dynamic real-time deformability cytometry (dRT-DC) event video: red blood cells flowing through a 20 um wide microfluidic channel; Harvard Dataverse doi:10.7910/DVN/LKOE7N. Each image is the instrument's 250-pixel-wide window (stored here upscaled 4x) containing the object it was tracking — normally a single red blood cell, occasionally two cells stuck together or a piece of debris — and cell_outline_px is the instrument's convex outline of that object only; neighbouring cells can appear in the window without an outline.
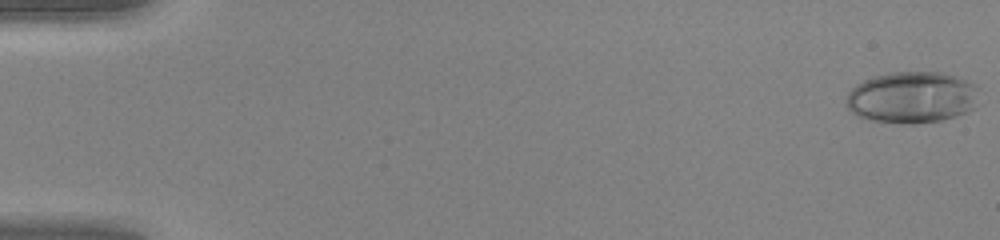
{"species": "human", "species_latin": "Homo sapiens", "temperature_condition": "warm", "stored_images_in_passage": 49, "camera_frame_rate_fps": 3000, "um_per_image_px": 0.085, "donor": {"sex": "female"}, "frame": {"image": 1, "passage_image": 1, "time_ms": 0.0, "image_size_px": [1000, 240], "cell_outline_px": [[976, 108], [968, 112], [956, 116], [940, 120], [912, 124], [908, 124], [868, 120], [856, 116], [844, 104], [848, 92], [856, 84], [872, 76], [892, 72], [940, 72], [956, 76], [968, 80], [976, 84]], "centroid_in_image_um": [77.49, 8.28], "position_along_channel_um": 7.5, "area_um2": 40.29}}
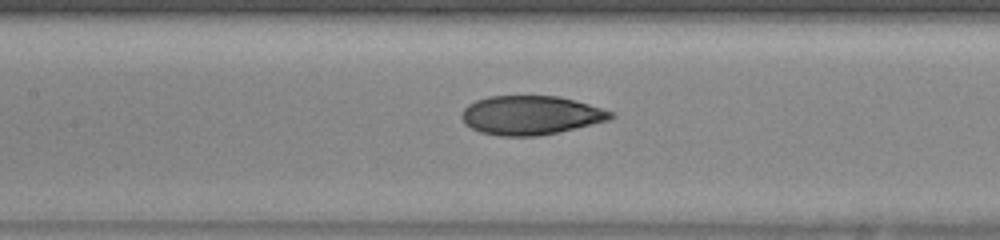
{"frame": {"image": 2, "passage_image": 24, "time_ms": 7.667, "image_size_px": [1000, 240], "cell_outline_px": [[616, 116], [612, 120], [556, 132], [536, 136], [500, 136], [480, 132], [464, 124], [460, 116], [460, 112], [468, 104], [476, 100], [488, 96], [560, 96], [588, 104], [612, 112]], "centroid_in_image_um": [45.08, 9.79], "position_along_channel_um": 162.3, "area_um2": 33.93}}
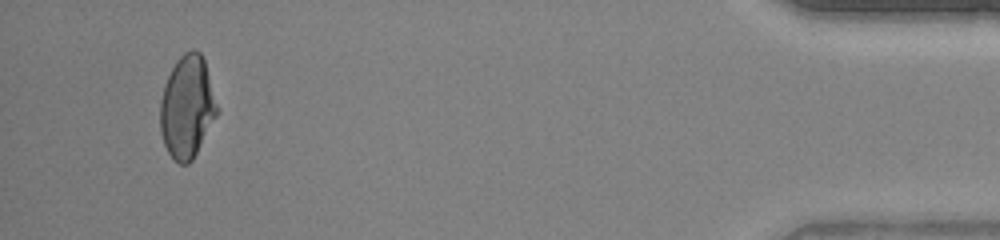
{"frame": {"image": 3, "passage_image": 47, "time_ms": 15.333, "image_size_px": [1000, 240], "cell_outline_px": [[216, 116], [192, 160], [188, 164], [180, 164], [168, 152], [164, 144], [160, 132], [160, 100], [164, 84], [176, 60], [184, 52], [192, 48], [200, 52], [204, 60], [216, 104]], "centroid_in_image_um": [15.86, 9.08], "position_along_channel_um": 419.3, "area_um2": 33.41}, "authors_computed_cell_mechanics": {"area_um2": 34.391, "velocity_mm_per_s": 4.2614, "shape_relaxation_time_tau1_ms": null, "shape_relaxation_time_tau2_ms": 1.0783, "deformation_change_tau1": null, "deformation_change_tau2": 0.0529}}